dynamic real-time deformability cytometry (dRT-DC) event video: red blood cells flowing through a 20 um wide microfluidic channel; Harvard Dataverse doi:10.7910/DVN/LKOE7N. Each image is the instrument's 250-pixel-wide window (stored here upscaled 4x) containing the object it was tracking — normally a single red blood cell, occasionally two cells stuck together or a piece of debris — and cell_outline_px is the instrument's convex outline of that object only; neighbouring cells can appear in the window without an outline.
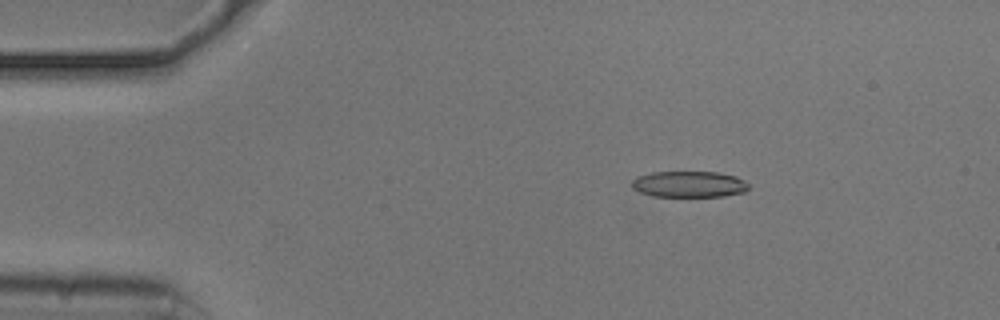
{"species": "common noctule bat (a hibernating species)", "species_latin": "Nyctalus noctula", "temperature_condition": "cold", "stored_images_in_passage": 54, "camera_frame_rate_fps": 3000, "um_per_image_px": 0.085, "animal": {"sex": "male", "body_mass_g": 20.5, "forearm_length_mm": 52.5}, "frame": {"image": 1, "passage_image": 9, "time_ms": 2.667, "image_size_px": [1000, 320], "cell_outline_px": [[748, 188], [744, 192], [724, 196], [652, 196], [640, 192], [632, 188], [632, 180], [636, 176], [652, 172], [716, 172], [736, 176], [748, 184]], "centroid_in_image_um": [58.54, 15.65], "position_along_channel_um": 26.5, "area_um2": 17.74}}
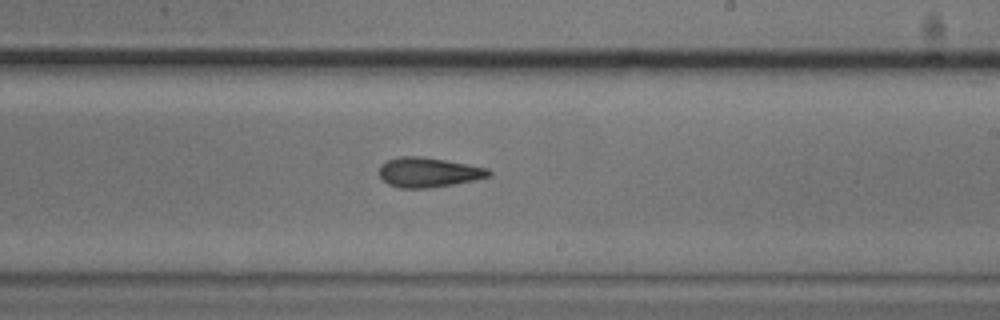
{"frame": {"image": 2, "passage_image": 32, "time_ms": 10.333, "image_size_px": [1000, 320], "cell_outline_px": [[492, 176], [476, 180], [428, 188], [400, 188], [388, 184], [380, 176], [380, 164], [388, 160], [400, 156], [420, 156], [468, 164], [488, 168], [492, 172]], "centroid_in_image_um": [36.44, 14.65], "position_along_channel_um": 252.6, "area_um2": 18.96}}
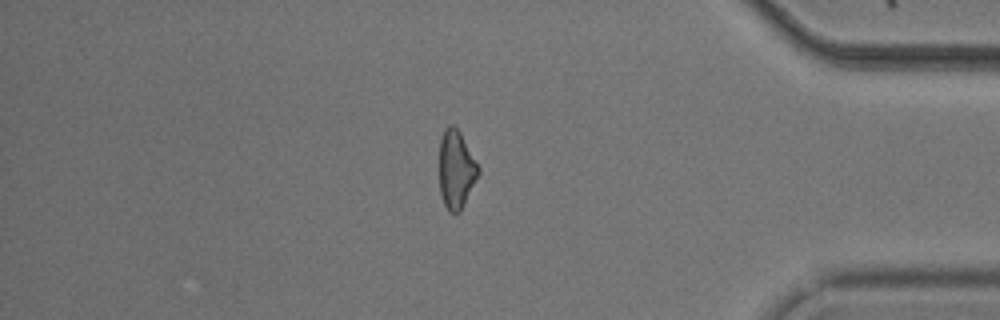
{"frame": {"image": 3, "passage_image": 46, "time_ms": 15.0, "image_size_px": [1000, 320], "cell_outline_px": [[480, 172], [460, 212], [448, 212], [444, 204], [440, 192], [440, 140], [444, 128], [448, 124], [452, 124], [460, 132], [480, 168]], "centroid_in_image_um": [38.77, 14.39], "position_along_channel_um": 396.4, "area_um2": 17.69}, "authors_computed_cell_mechanics": {"area_um2": 18.9584, "velocity_mm_per_s": 3.7373, "shape_relaxation_time_tau1_ms": 4.719, "shape_relaxation_time_tau2_ms": 2.1203, "deformation_change_tau1": 0.1583, "deformation_change_tau2": 0.11}}